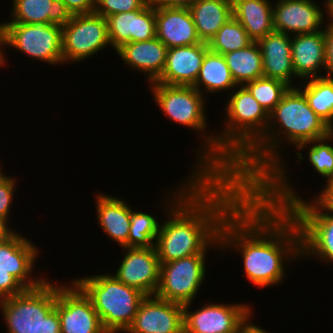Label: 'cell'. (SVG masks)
<instances>
[{
    "label": "cell",
    "instance_id": "21",
    "mask_svg": "<svg viewBox=\"0 0 333 333\" xmlns=\"http://www.w3.org/2000/svg\"><path fill=\"white\" fill-rule=\"evenodd\" d=\"M291 57L296 77L302 80L321 78L325 70V29L291 36ZM319 74V75H318Z\"/></svg>",
    "mask_w": 333,
    "mask_h": 333
},
{
    "label": "cell",
    "instance_id": "26",
    "mask_svg": "<svg viewBox=\"0 0 333 333\" xmlns=\"http://www.w3.org/2000/svg\"><path fill=\"white\" fill-rule=\"evenodd\" d=\"M232 12L253 42L274 31L273 3L270 0H233Z\"/></svg>",
    "mask_w": 333,
    "mask_h": 333
},
{
    "label": "cell",
    "instance_id": "35",
    "mask_svg": "<svg viewBox=\"0 0 333 333\" xmlns=\"http://www.w3.org/2000/svg\"><path fill=\"white\" fill-rule=\"evenodd\" d=\"M301 257L333 262V232H300Z\"/></svg>",
    "mask_w": 333,
    "mask_h": 333
},
{
    "label": "cell",
    "instance_id": "46",
    "mask_svg": "<svg viewBox=\"0 0 333 333\" xmlns=\"http://www.w3.org/2000/svg\"><path fill=\"white\" fill-rule=\"evenodd\" d=\"M324 2V12H325V10H326V12H327V9L333 4V0H325V1H323ZM326 2V3H325ZM326 8V9H325Z\"/></svg>",
    "mask_w": 333,
    "mask_h": 333
},
{
    "label": "cell",
    "instance_id": "6",
    "mask_svg": "<svg viewBox=\"0 0 333 333\" xmlns=\"http://www.w3.org/2000/svg\"><path fill=\"white\" fill-rule=\"evenodd\" d=\"M72 280L90 298L108 333H124L132 324L139 304L146 296L109 273Z\"/></svg>",
    "mask_w": 333,
    "mask_h": 333
},
{
    "label": "cell",
    "instance_id": "45",
    "mask_svg": "<svg viewBox=\"0 0 333 333\" xmlns=\"http://www.w3.org/2000/svg\"><path fill=\"white\" fill-rule=\"evenodd\" d=\"M327 19H329V20H327L328 22H330V23H333V4L327 9Z\"/></svg>",
    "mask_w": 333,
    "mask_h": 333
},
{
    "label": "cell",
    "instance_id": "29",
    "mask_svg": "<svg viewBox=\"0 0 333 333\" xmlns=\"http://www.w3.org/2000/svg\"><path fill=\"white\" fill-rule=\"evenodd\" d=\"M231 75L237 85L263 77L260 47L252 42L246 48L224 54Z\"/></svg>",
    "mask_w": 333,
    "mask_h": 333
},
{
    "label": "cell",
    "instance_id": "38",
    "mask_svg": "<svg viewBox=\"0 0 333 333\" xmlns=\"http://www.w3.org/2000/svg\"><path fill=\"white\" fill-rule=\"evenodd\" d=\"M26 288L8 271L0 269V299L22 294Z\"/></svg>",
    "mask_w": 333,
    "mask_h": 333
},
{
    "label": "cell",
    "instance_id": "8",
    "mask_svg": "<svg viewBox=\"0 0 333 333\" xmlns=\"http://www.w3.org/2000/svg\"><path fill=\"white\" fill-rule=\"evenodd\" d=\"M282 161L253 191L269 206L286 209L290 215H333V180L311 202L302 200L289 183Z\"/></svg>",
    "mask_w": 333,
    "mask_h": 333
},
{
    "label": "cell",
    "instance_id": "32",
    "mask_svg": "<svg viewBox=\"0 0 333 333\" xmlns=\"http://www.w3.org/2000/svg\"><path fill=\"white\" fill-rule=\"evenodd\" d=\"M253 41L237 19L231 17L209 41V50L217 54H226L246 48Z\"/></svg>",
    "mask_w": 333,
    "mask_h": 333
},
{
    "label": "cell",
    "instance_id": "11",
    "mask_svg": "<svg viewBox=\"0 0 333 333\" xmlns=\"http://www.w3.org/2000/svg\"><path fill=\"white\" fill-rule=\"evenodd\" d=\"M206 254H193L160 265V283L155 295L167 301L191 303L205 280Z\"/></svg>",
    "mask_w": 333,
    "mask_h": 333
},
{
    "label": "cell",
    "instance_id": "25",
    "mask_svg": "<svg viewBox=\"0 0 333 333\" xmlns=\"http://www.w3.org/2000/svg\"><path fill=\"white\" fill-rule=\"evenodd\" d=\"M12 20L6 23L65 26L72 17L61 0H13Z\"/></svg>",
    "mask_w": 333,
    "mask_h": 333
},
{
    "label": "cell",
    "instance_id": "16",
    "mask_svg": "<svg viewBox=\"0 0 333 333\" xmlns=\"http://www.w3.org/2000/svg\"><path fill=\"white\" fill-rule=\"evenodd\" d=\"M30 239L12 231L0 239V269L8 271L26 289L38 288L46 278H33L35 262L40 254Z\"/></svg>",
    "mask_w": 333,
    "mask_h": 333
},
{
    "label": "cell",
    "instance_id": "39",
    "mask_svg": "<svg viewBox=\"0 0 333 333\" xmlns=\"http://www.w3.org/2000/svg\"><path fill=\"white\" fill-rule=\"evenodd\" d=\"M31 333H61L60 318L58 311L54 308Z\"/></svg>",
    "mask_w": 333,
    "mask_h": 333
},
{
    "label": "cell",
    "instance_id": "36",
    "mask_svg": "<svg viewBox=\"0 0 333 333\" xmlns=\"http://www.w3.org/2000/svg\"><path fill=\"white\" fill-rule=\"evenodd\" d=\"M150 0H95L94 13L104 18L121 12L142 9Z\"/></svg>",
    "mask_w": 333,
    "mask_h": 333
},
{
    "label": "cell",
    "instance_id": "44",
    "mask_svg": "<svg viewBox=\"0 0 333 333\" xmlns=\"http://www.w3.org/2000/svg\"><path fill=\"white\" fill-rule=\"evenodd\" d=\"M9 225H7V223L0 218V239H3L4 237H6L9 233H11L13 230L8 227Z\"/></svg>",
    "mask_w": 333,
    "mask_h": 333
},
{
    "label": "cell",
    "instance_id": "12",
    "mask_svg": "<svg viewBox=\"0 0 333 333\" xmlns=\"http://www.w3.org/2000/svg\"><path fill=\"white\" fill-rule=\"evenodd\" d=\"M191 305H183L184 333H237L253 312L246 303L212 302L194 311L190 310Z\"/></svg>",
    "mask_w": 333,
    "mask_h": 333
},
{
    "label": "cell",
    "instance_id": "22",
    "mask_svg": "<svg viewBox=\"0 0 333 333\" xmlns=\"http://www.w3.org/2000/svg\"><path fill=\"white\" fill-rule=\"evenodd\" d=\"M263 64V77L283 81L293 86L292 77L296 78L291 57V36L273 31L257 41Z\"/></svg>",
    "mask_w": 333,
    "mask_h": 333
},
{
    "label": "cell",
    "instance_id": "30",
    "mask_svg": "<svg viewBox=\"0 0 333 333\" xmlns=\"http://www.w3.org/2000/svg\"><path fill=\"white\" fill-rule=\"evenodd\" d=\"M298 87L310 108L333 130V78L321 77L305 80Z\"/></svg>",
    "mask_w": 333,
    "mask_h": 333
},
{
    "label": "cell",
    "instance_id": "14",
    "mask_svg": "<svg viewBox=\"0 0 333 333\" xmlns=\"http://www.w3.org/2000/svg\"><path fill=\"white\" fill-rule=\"evenodd\" d=\"M123 259L114 275L120 282L155 295L160 283V261L155 247H121Z\"/></svg>",
    "mask_w": 333,
    "mask_h": 333
},
{
    "label": "cell",
    "instance_id": "10",
    "mask_svg": "<svg viewBox=\"0 0 333 333\" xmlns=\"http://www.w3.org/2000/svg\"><path fill=\"white\" fill-rule=\"evenodd\" d=\"M111 45L106 18L96 13L75 14L62 26L63 63L82 62Z\"/></svg>",
    "mask_w": 333,
    "mask_h": 333
},
{
    "label": "cell",
    "instance_id": "3",
    "mask_svg": "<svg viewBox=\"0 0 333 333\" xmlns=\"http://www.w3.org/2000/svg\"><path fill=\"white\" fill-rule=\"evenodd\" d=\"M331 132L332 129L310 108L298 86L290 87L269 113L265 134L235 163L230 177L253 190L283 161L280 143L287 140L297 147Z\"/></svg>",
    "mask_w": 333,
    "mask_h": 333
},
{
    "label": "cell",
    "instance_id": "28",
    "mask_svg": "<svg viewBox=\"0 0 333 333\" xmlns=\"http://www.w3.org/2000/svg\"><path fill=\"white\" fill-rule=\"evenodd\" d=\"M193 87L201 94L205 91V93L209 92L210 94L213 92L220 93L237 87L224 55L210 50L205 53L199 75Z\"/></svg>",
    "mask_w": 333,
    "mask_h": 333
},
{
    "label": "cell",
    "instance_id": "13",
    "mask_svg": "<svg viewBox=\"0 0 333 333\" xmlns=\"http://www.w3.org/2000/svg\"><path fill=\"white\" fill-rule=\"evenodd\" d=\"M68 285H58L55 308L61 333H108L90 298L73 280Z\"/></svg>",
    "mask_w": 333,
    "mask_h": 333
},
{
    "label": "cell",
    "instance_id": "1",
    "mask_svg": "<svg viewBox=\"0 0 333 333\" xmlns=\"http://www.w3.org/2000/svg\"><path fill=\"white\" fill-rule=\"evenodd\" d=\"M191 174L167 199V221L161 223L155 241L160 264L207 254L214 246L219 250L223 219L251 191L230 176Z\"/></svg>",
    "mask_w": 333,
    "mask_h": 333
},
{
    "label": "cell",
    "instance_id": "5",
    "mask_svg": "<svg viewBox=\"0 0 333 333\" xmlns=\"http://www.w3.org/2000/svg\"><path fill=\"white\" fill-rule=\"evenodd\" d=\"M156 105L172 122L179 123L196 132H201L203 146L197 152L195 171L203 176H217V140L216 134L205 132L207 116L205 99L193 86H173L162 83H150ZM206 133V134H205ZM210 135V136H209ZM197 168V169H196Z\"/></svg>",
    "mask_w": 333,
    "mask_h": 333
},
{
    "label": "cell",
    "instance_id": "41",
    "mask_svg": "<svg viewBox=\"0 0 333 333\" xmlns=\"http://www.w3.org/2000/svg\"><path fill=\"white\" fill-rule=\"evenodd\" d=\"M67 9L75 14H90L94 13L95 0H61Z\"/></svg>",
    "mask_w": 333,
    "mask_h": 333
},
{
    "label": "cell",
    "instance_id": "33",
    "mask_svg": "<svg viewBox=\"0 0 333 333\" xmlns=\"http://www.w3.org/2000/svg\"><path fill=\"white\" fill-rule=\"evenodd\" d=\"M160 225L154 215L131 208L128 247H155Z\"/></svg>",
    "mask_w": 333,
    "mask_h": 333
},
{
    "label": "cell",
    "instance_id": "4",
    "mask_svg": "<svg viewBox=\"0 0 333 333\" xmlns=\"http://www.w3.org/2000/svg\"><path fill=\"white\" fill-rule=\"evenodd\" d=\"M234 90L225 106V128L215 132L217 176L233 173L235 163L265 134L269 122V114L244 85Z\"/></svg>",
    "mask_w": 333,
    "mask_h": 333
},
{
    "label": "cell",
    "instance_id": "24",
    "mask_svg": "<svg viewBox=\"0 0 333 333\" xmlns=\"http://www.w3.org/2000/svg\"><path fill=\"white\" fill-rule=\"evenodd\" d=\"M98 225L119 246L128 247L131 206L123 199L96 193Z\"/></svg>",
    "mask_w": 333,
    "mask_h": 333
},
{
    "label": "cell",
    "instance_id": "19",
    "mask_svg": "<svg viewBox=\"0 0 333 333\" xmlns=\"http://www.w3.org/2000/svg\"><path fill=\"white\" fill-rule=\"evenodd\" d=\"M208 50V44L204 42L169 48L167 50L165 68L161 76L152 83L193 86L199 75L205 53Z\"/></svg>",
    "mask_w": 333,
    "mask_h": 333
},
{
    "label": "cell",
    "instance_id": "23",
    "mask_svg": "<svg viewBox=\"0 0 333 333\" xmlns=\"http://www.w3.org/2000/svg\"><path fill=\"white\" fill-rule=\"evenodd\" d=\"M167 46L157 37L139 42H128L116 50L125 65L147 75L149 83L162 74L167 57Z\"/></svg>",
    "mask_w": 333,
    "mask_h": 333
},
{
    "label": "cell",
    "instance_id": "40",
    "mask_svg": "<svg viewBox=\"0 0 333 333\" xmlns=\"http://www.w3.org/2000/svg\"><path fill=\"white\" fill-rule=\"evenodd\" d=\"M325 28L326 39V57H325V70L323 77L333 78V23L328 22ZM325 74V75H324Z\"/></svg>",
    "mask_w": 333,
    "mask_h": 333
},
{
    "label": "cell",
    "instance_id": "7",
    "mask_svg": "<svg viewBox=\"0 0 333 333\" xmlns=\"http://www.w3.org/2000/svg\"><path fill=\"white\" fill-rule=\"evenodd\" d=\"M0 66H5L3 46L15 48L27 56L50 65L63 64L62 27L55 24L2 22Z\"/></svg>",
    "mask_w": 333,
    "mask_h": 333
},
{
    "label": "cell",
    "instance_id": "20",
    "mask_svg": "<svg viewBox=\"0 0 333 333\" xmlns=\"http://www.w3.org/2000/svg\"><path fill=\"white\" fill-rule=\"evenodd\" d=\"M156 37L167 48L201 43L189 8L155 5Z\"/></svg>",
    "mask_w": 333,
    "mask_h": 333
},
{
    "label": "cell",
    "instance_id": "34",
    "mask_svg": "<svg viewBox=\"0 0 333 333\" xmlns=\"http://www.w3.org/2000/svg\"><path fill=\"white\" fill-rule=\"evenodd\" d=\"M253 97L269 114L281 101L284 94L290 88L283 81L260 77L244 84Z\"/></svg>",
    "mask_w": 333,
    "mask_h": 333
},
{
    "label": "cell",
    "instance_id": "43",
    "mask_svg": "<svg viewBox=\"0 0 333 333\" xmlns=\"http://www.w3.org/2000/svg\"><path fill=\"white\" fill-rule=\"evenodd\" d=\"M251 317L238 329L237 333H270L266 329L264 330L262 327L257 324L251 323Z\"/></svg>",
    "mask_w": 333,
    "mask_h": 333
},
{
    "label": "cell",
    "instance_id": "17",
    "mask_svg": "<svg viewBox=\"0 0 333 333\" xmlns=\"http://www.w3.org/2000/svg\"><path fill=\"white\" fill-rule=\"evenodd\" d=\"M320 8L312 0H278L273 4L274 31L291 36L322 31L328 22Z\"/></svg>",
    "mask_w": 333,
    "mask_h": 333
},
{
    "label": "cell",
    "instance_id": "18",
    "mask_svg": "<svg viewBox=\"0 0 333 333\" xmlns=\"http://www.w3.org/2000/svg\"><path fill=\"white\" fill-rule=\"evenodd\" d=\"M108 36L116 51L128 42L147 41L156 37L155 4L150 0L142 9L106 17Z\"/></svg>",
    "mask_w": 333,
    "mask_h": 333
},
{
    "label": "cell",
    "instance_id": "9",
    "mask_svg": "<svg viewBox=\"0 0 333 333\" xmlns=\"http://www.w3.org/2000/svg\"><path fill=\"white\" fill-rule=\"evenodd\" d=\"M58 285L45 280L38 288L0 299L8 333H31L55 307Z\"/></svg>",
    "mask_w": 333,
    "mask_h": 333
},
{
    "label": "cell",
    "instance_id": "47",
    "mask_svg": "<svg viewBox=\"0 0 333 333\" xmlns=\"http://www.w3.org/2000/svg\"><path fill=\"white\" fill-rule=\"evenodd\" d=\"M2 24H0V38H1Z\"/></svg>",
    "mask_w": 333,
    "mask_h": 333
},
{
    "label": "cell",
    "instance_id": "42",
    "mask_svg": "<svg viewBox=\"0 0 333 333\" xmlns=\"http://www.w3.org/2000/svg\"><path fill=\"white\" fill-rule=\"evenodd\" d=\"M155 5L177 8H190L197 0H151Z\"/></svg>",
    "mask_w": 333,
    "mask_h": 333
},
{
    "label": "cell",
    "instance_id": "27",
    "mask_svg": "<svg viewBox=\"0 0 333 333\" xmlns=\"http://www.w3.org/2000/svg\"><path fill=\"white\" fill-rule=\"evenodd\" d=\"M189 10L199 39L207 44L233 17L232 1L230 0H197Z\"/></svg>",
    "mask_w": 333,
    "mask_h": 333
},
{
    "label": "cell",
    "instance_id": "2",
    "mask_svg": "<svg viewBox=\"0 0 333 333\" xmlns=\"http://www.w3.org/2000/svg\"><path fill=\"white\" fill-rule=\"evenodd\" d=\"M219 241L220 248L242 254L248 280L260 288L279 285L286 276V260L301 259L296 221L286 209L267 205L253 190L223 219Z\"/></svg>",
    "mask_w": 333,
    "mask_h": 333
},
{
    "label": "cell",
    "instance_id": "31",
    "mask_svg": "<svg viewBox=\"0 0 333 333\" xmlns=\"http://www.w3.org/2000/svg\"><path fill=\"white\" fill-rule=\"evenodd\" d=\"M333 131L326 137L316 139L309 142L300 143L296 148L299 152L296 153V157L299 161H303L305 156L300 153L304 148H308V160L313 166L314 170L319 175L326 178V181L333 180V145L328 144L333 141ZM329 141V142H328Z\"/></svg>",
    "mask_w": 333,
    "mask_h": 333
},
{
    "label": "cell",
    "instance_id": "37",
    "mask_svg": "<svg viewBox=\"0 0 333 333\" xmlns=\"http://www.w3.org/2000/svg\"><path fill=\"white\" fill-rule=\"evenodd\" d=\"M1 167V166H0ZM16 180L12 177L6 176L4 171L0 168V218L7 224L10 218V207L15 194Z\"/></svg>",
    "mask_w": 333,
    "mask_h": 333
},
{
    "label": "cell",
    "instance_id": "15",
    "mask_svg": "<svg viewBox=\"0 0 333 333\" xmlns=\"http://www.w3.org/2000/svg\"><path fill=\"white\" fill-rule=\"evenodd\" d=\"M125 333H184L183 305L146 295Z\"/></svg>",
    "mask_w": 333,
    "mask_h": 333
}]
</instances>
